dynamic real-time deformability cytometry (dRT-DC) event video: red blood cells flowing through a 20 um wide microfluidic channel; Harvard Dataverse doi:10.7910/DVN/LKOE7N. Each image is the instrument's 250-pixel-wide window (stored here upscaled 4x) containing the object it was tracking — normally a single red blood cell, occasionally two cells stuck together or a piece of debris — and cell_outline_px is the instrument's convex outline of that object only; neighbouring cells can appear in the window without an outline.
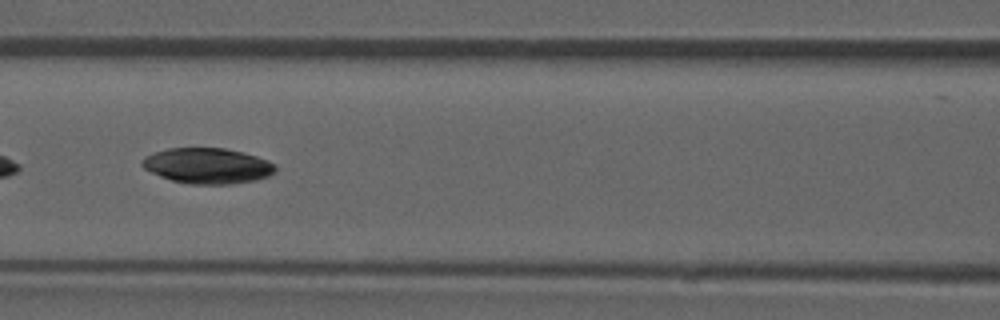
{"species": "common noctule bat (a hibernating species)", "species_latin": "Nyctalus noctula", "temperature_condition": "room temperature", "stored_images_in_passage": 51, "camera_frame_rate_fps": 3000, "um_per_image_px": 0.085, "animal": {"sex": "male", "forearm_length_mm": 52.5}, "frame": {"image": 1, "passage_image": 22, "time_ms": 7.0, "image_size_px": [1000, 320], "cell_outline_px": [[276, 172], [268, 176], [256, 180], [232, 184], [188, 184], [172, 180], [160, 176], [144, 168], [140, 164], [144, 156], [168, 148], [224, 148], [256, 156], [268, 160], [276, 164]], "centroid_in_image_um": [17.65, 14.1], "position_along_channel_um": 148.9, "area_um2": 27.63}, "authors_computed_cell_mechanics": {"area_um2": 29.1312, "velocity_mm_per_s": 3.9041, "shape_relaxation_time_tau1_ms": 4.2995, "shape_relaxation_time_tau2_ms": null, "deformation_change_tau1": 0.0478, "deformation_change_tau2": null}}